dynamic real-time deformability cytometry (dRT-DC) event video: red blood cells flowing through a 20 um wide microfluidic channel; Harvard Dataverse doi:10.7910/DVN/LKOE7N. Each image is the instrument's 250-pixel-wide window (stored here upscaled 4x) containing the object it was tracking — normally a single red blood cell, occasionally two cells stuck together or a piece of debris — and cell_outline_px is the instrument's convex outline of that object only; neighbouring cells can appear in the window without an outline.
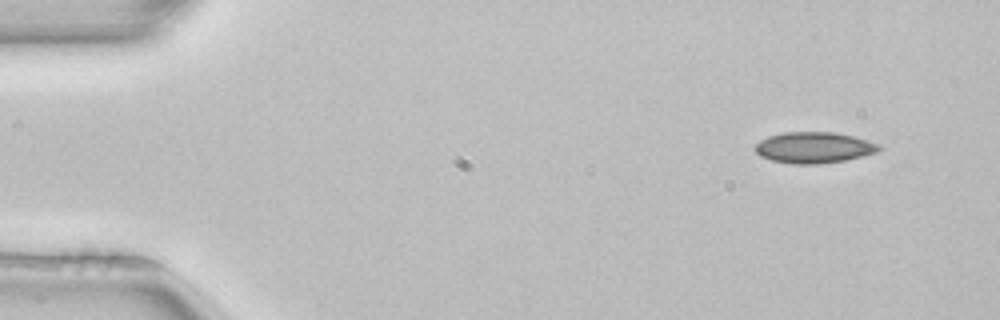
{"species": "common noctule bat (a hibernating species)", "species_latin": "Nyctalus noctula", "temperature_condition": "room temperature", "stored_images_in_passage": 48, "camera_frame_rate_fps": 3000, "um_per_image_px": 0.085, "animal": {"sex": "female", "body_mass_g": 22.7, "forearm_length_mm": 54.2}, "frame": {"image": 1, "passage_image": 1, "time_ms": 0.0, "image_size_px": [1000, 320], "cell_outline_px": [[884, 148], [876, 152], [844, 160], [816, 164], [792, 164], [772, 160], [760, 156], [756, 152], [756, 144], [760, 140], [768, 136], [784, 132], [836, 132], [868, 140], [880, 144]], "centroid_in_image_um": [69.19, 12.53], "position_along_channel_um": 15.8, "area_um2": 22.37}}
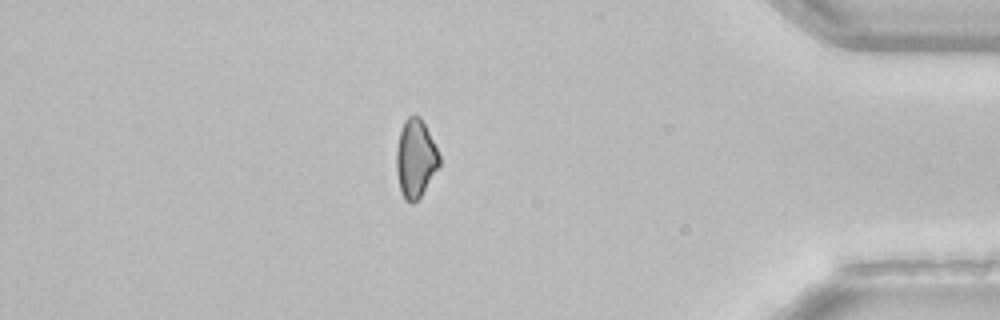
{"frame": {"image": 2, "passage_image": 41, "time_ms": 13.333, "image_size_px": [1000, 320], "cell_outline_px": [[440, 164], [420, 196], [412, 204], [404, 200], [400, 192], [396, 172], [396, 148], [400, 132], [404, 120], [408, 116], [420, 116], [440, 156]], "centroid_in_image_um": [35.28, 13.49], "position_along_channel_um": 399.9, "area_um2": 19.36}}
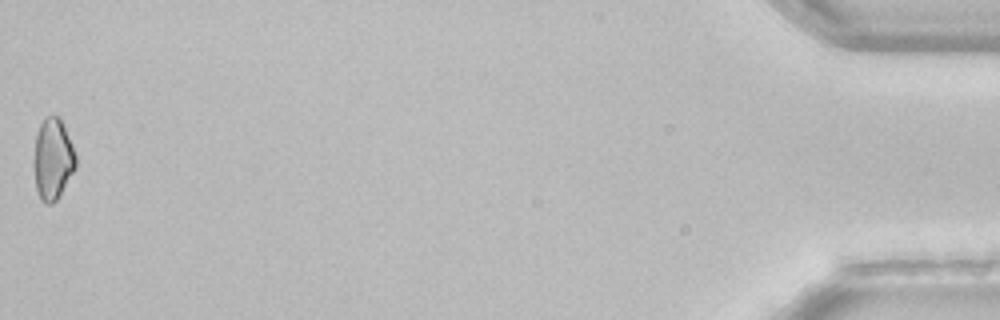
{"frame": {"image": 3, "passage_image": 48, "time_ms": 15.667, "image_size_px": [1000, 320], "cell_outline_px": [[76, 168], [56, 200], [52, 204], [44, 204], [40, 200], [36, 188], [32, 164], [32, 160], [36, 136], [40, 124], [44, 116], [56, 116], [60, 120], [72, 144], [76, 156]], "centroid_in_image_um": [4.45, 13.56], "position_along_channel_um": 430.7, "area_um2": 20.0}, "authors_computed_cell_mechanics": {"area_um2": 21.9351, "velocity_mm_per_s": 3.9799, "shape_relaxation_time_tau1_ms": 10.5666, "shape_relaxation_time_tau2_ms": null, "deformation_change_tau1": 0.1339, "deformation_change_tau2": null}}